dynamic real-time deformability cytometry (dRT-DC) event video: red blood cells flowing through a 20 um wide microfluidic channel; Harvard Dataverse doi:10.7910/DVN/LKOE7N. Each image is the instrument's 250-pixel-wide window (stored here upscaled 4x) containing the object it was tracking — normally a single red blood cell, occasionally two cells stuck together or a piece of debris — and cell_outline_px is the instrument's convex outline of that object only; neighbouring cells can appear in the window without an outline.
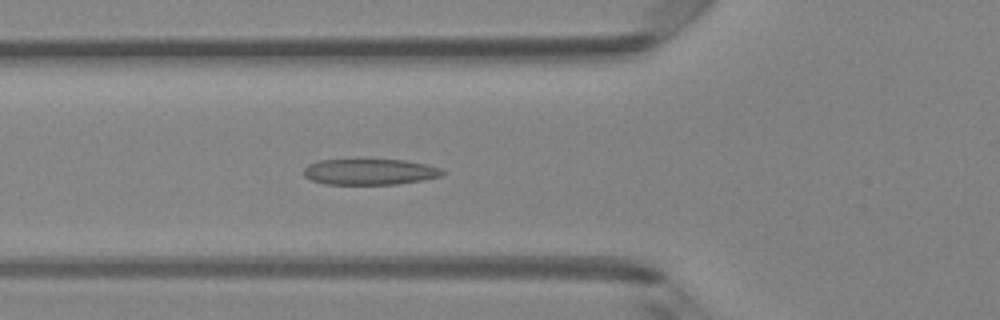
{"species": "Egyptian fruit bat (a non-hibernating species)", "species_latin": "Rousettus aegyptiacus", "temperature_condition": "room temperature", "stored_images_in_passage": 49, "camera_frame_rate_fps": 3000, "um_per_image_px": 0.085, "animal": {"sex": "female"}, "frame": {"image": 1, "passage_image": 17, "time_ms": 5.333, "image_size_px": [1000, 320], "cell_outline_px": [[444, 172], [440, 176], [424, 180], [396, 184], [324, 184], [312, 180], [304, 176], [304, 168], [308, 164], [320, 160], [404, 160], [428, 164], [440, 168]], "centroid_in_image_um": [31.43, 14.6], "position_along_channel_um": 94.4, "area_um2": 20.87}}
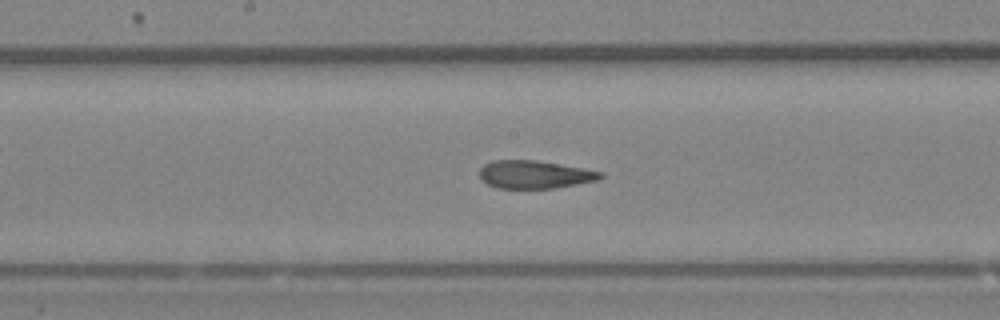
{"frame": {"image": 2, "passage_image": 25, "time_ms": 8.0, "image_size_px": [1000, 320], "cell_outline_px": [[604, 176], [596, 180], [556, 188], [496, 188], [480, 180], [480, 168], [484, 164], [492, 160], [536, 160], [584, 168], [604, 172]], "centroid_in_image_um": [45.43, 14.83], "position_along_channel_um": 202.8, "area_um2": 19.77}}
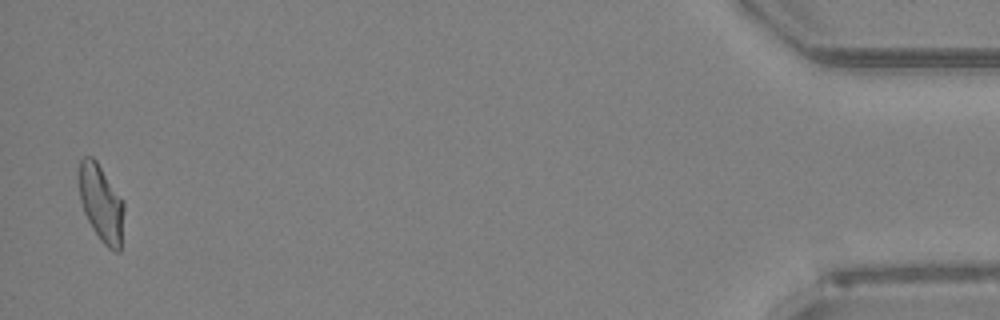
{"frame": {"image": 3, "passage_image": 48, "time_ms": 15.667, "image_size_px": [1000, 320], "cell_outline_px": [[124, 212], [120, 252], [116, 252], [108, 248], [100, 240], [92, 228], [84, 212], [80, 200], [76, 180], [76, 176], [80, 160], [84, 156], [92, 156], [96, 160], [124, 200]], "centroid_in_image_um": [8.57, 17.23], "position_along_channel_um": 426.6, "area_um2": 20.81}, "authors_computed_cell_mechanics": {"area_um2": 20.808, "velocity_mm_per_s": 4.0754, "shape_relaxation_time_tau1_ms": null, "shape_relaxation_time_tau2_ms": 1.049, "deformation_change_tau1": null, "deformation_change_tau2": 0.0887}}